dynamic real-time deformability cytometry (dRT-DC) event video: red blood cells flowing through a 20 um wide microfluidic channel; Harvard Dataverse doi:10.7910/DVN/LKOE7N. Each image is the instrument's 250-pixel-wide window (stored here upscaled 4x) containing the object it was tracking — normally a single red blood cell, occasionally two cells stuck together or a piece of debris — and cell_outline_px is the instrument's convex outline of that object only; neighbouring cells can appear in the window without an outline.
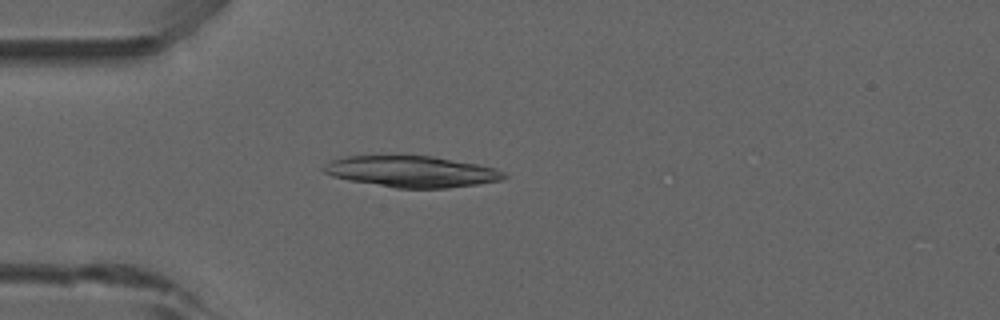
{"species": "common noctule bat (a hibernating species)", "species_latin": "Nyctalus noctula", "temperature_condition": "room temperature", "stored_images_in_passage": 44, "camera_frame_rate_fps": 3000, "um_per_image_px": 0.085, "animal": {"sex": "male", "forearm_length_mm": 52.5}, "frame": {"image": 1, "passage_image": 14, "time_ms": 4.333, "image_size_px": [1000, 320], "cell_outline_px": [[508, 176], [500, 180], [476, 184], [448, 188], [396, 188], [348, 180], [332, 176], [324, 172], [320, 168], [332, 160], [348, 156], [432, 156], [476, 164], [496, 168], [504, 172]], "centroid_in_image_um": [34.98, 14.59], "position_along_channel_um": 50.0, "area_um2": 32.6}}
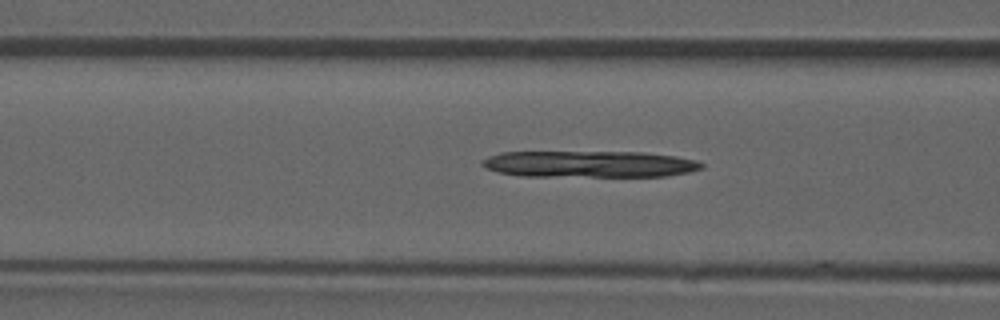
{"frame": {"image": 2, "passage_image": 20, "time_ms": 6.333, "image_size_px": [1000, 320], "cell_outline_px": [[704, 168], [688, 172], [668, 176], [520, 176], [500, 172], [488, 168], [480, 164], [480, 160], [488, 156], [500, 152], [644, 152], [676, 156], [696, 160], [704, 164]], "centroid_in_image_um": [50.11, 13.94], "position_along_channel_um": 116.5, "area_um2": 34.04}}
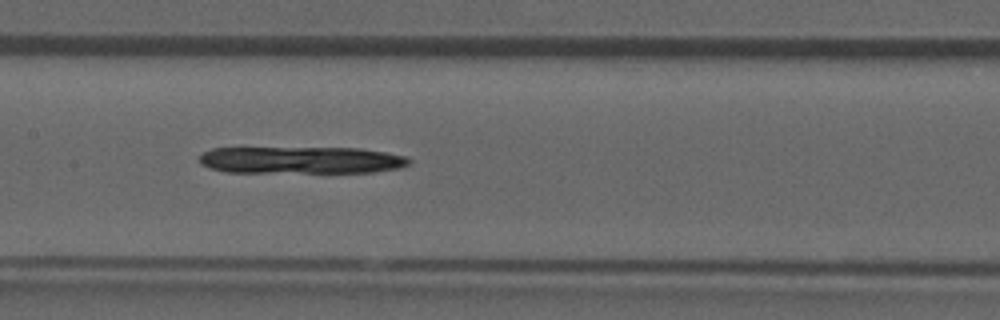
{"frame": {"image": 3, "passage_image": 25, "time_ms": 8.0, "image_size_px": [1000, 320], "cell_outline_px": [[412, 160], [408, 164], [400, 168], [372, 172], [224, 172], [208, 168], [200, 164], [196, 160], [204, 152], [212, 148], [360, 148], [408, 156]], "centroid_in_image_um": [25.57, 13.61], "position_along_channel_um": 181.8, "area_um2": 33.29}}